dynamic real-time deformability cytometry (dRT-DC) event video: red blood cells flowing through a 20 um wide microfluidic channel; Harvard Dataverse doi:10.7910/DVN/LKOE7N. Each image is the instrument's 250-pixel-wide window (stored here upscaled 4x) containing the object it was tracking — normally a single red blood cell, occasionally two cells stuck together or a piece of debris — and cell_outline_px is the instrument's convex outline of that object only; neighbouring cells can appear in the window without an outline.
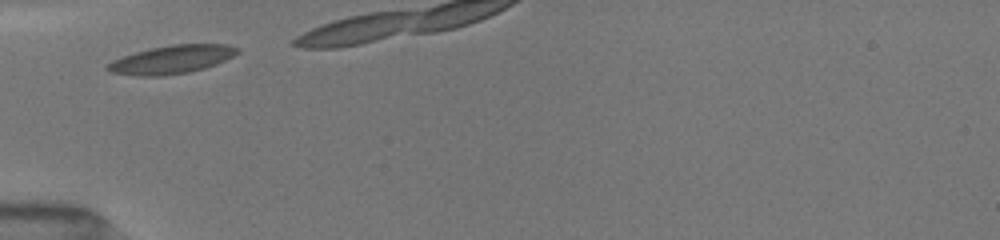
{"species": "common noctule bat (a hibernating species)", "species_latin": "Nyctalus noctula", "temperature_condition": "room temperature", "stored_images_in_passage": 5, "camera_frame_rate_fps": 3000, "um_per_image_px": 0.085, "animal": {"sex": "female", "body_mass_g": 19.5, "forearm_length_mm": 54.1}, "frame": {"image": 1, "passage_image": 1, "time_ms": 0.0, "image_size_px": [1000, 240], "cell_outline_px": [[240, 52], [216, 64], [204, 68], [188, 72], [160, 76], [140, 76], [112, 72], [108, 68], [108, 64], [112, 60], [136, 52], [152, 48], [172, 44], [224, 44], [240, 48]], "centroid_in_image_um": [14.64, 5.05], "position_along_channel_um": 70.4, "area_um2": 21.04}}